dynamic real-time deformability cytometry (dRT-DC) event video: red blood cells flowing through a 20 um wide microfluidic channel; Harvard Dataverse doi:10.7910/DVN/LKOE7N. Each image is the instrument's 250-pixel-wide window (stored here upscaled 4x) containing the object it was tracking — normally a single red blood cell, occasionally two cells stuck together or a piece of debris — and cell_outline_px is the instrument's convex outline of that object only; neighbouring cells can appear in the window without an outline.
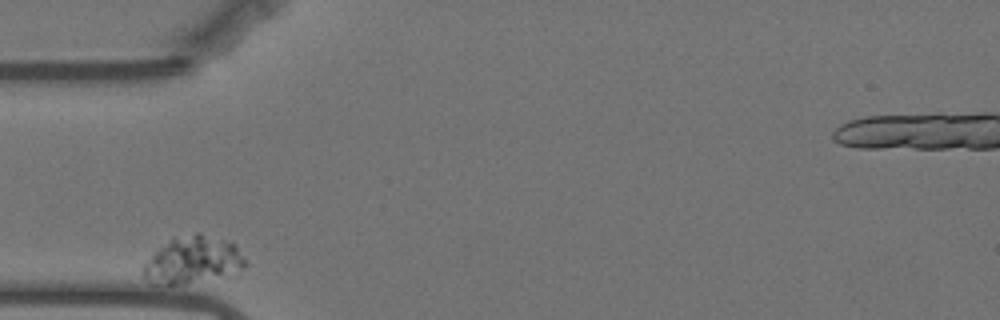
{"species": "Egyptian fruit bat (a non-hibernating species)", "species_latin": "Rousettus aegyptiacus", "temperature_condition": "warm", "stored_images_in_passage": 34, "camera_frame_rate_fps": 3000, "um_per_image_px": 0.085, "animal": {"sex": "female"}, "frame": {"image": 1, "passage_image": 1, "time_ms": 0.0, "image_size_px": [1000, 320], "cell_outline_px": [[248, 264], [236, 276], [184, 284], [156, 284], [144, 276], [140, 268], [156, 248], [172, 236], [196, 232], [200, 232], [232, 240], [236, 244]], "centroid_in_image_um": [16.46, 22.08], "position_along_channel_um": 68.5, "area_um2": 29.54}}
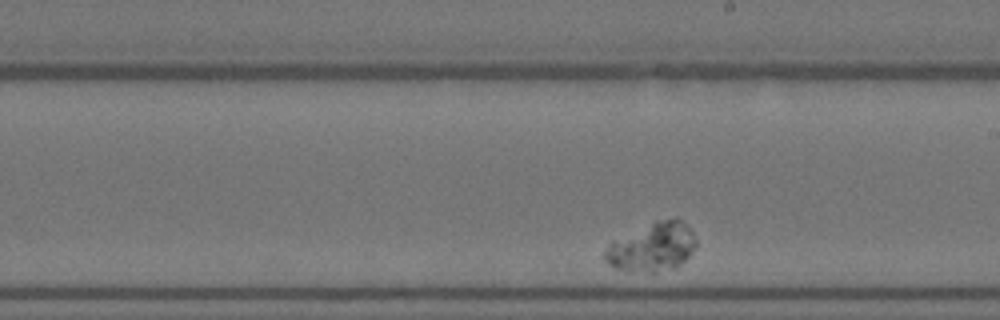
{"frame": {"image": 2, "passage_image": 20, "time_ms": 6.333, "image_size_px": [1000, 320], "cell_outline_px": [[696, 248], [676, 268], [656, 272], [648, 272], [612, 268], [600, 256], [608, 244], [612, 240], [656, 220], [676, 216], [684, 220], [692, 228], [696, 240]], "centroid_in_image_um": [55.44, 20.97], "position_along_channel_um": 233.6, "area_um2": 26.59}}
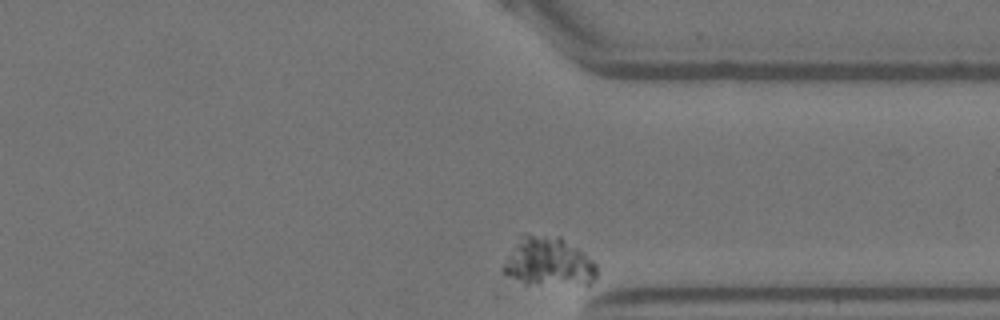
{"frame": {"image": 3, "passage_image": 34, "time_ms": 11.0, "image_size_px": [1000, 320], "cell_outline_px": [[596, 276], [588, 284], [524, 288], [504, 272], [504, 264], [520, 232], [560, 236], [592, 260], [596, 264]], "centroid_in_image_um": [46.56, 22.3], "position_along_channel_um": 364.8, "area_um2": 27.69}}